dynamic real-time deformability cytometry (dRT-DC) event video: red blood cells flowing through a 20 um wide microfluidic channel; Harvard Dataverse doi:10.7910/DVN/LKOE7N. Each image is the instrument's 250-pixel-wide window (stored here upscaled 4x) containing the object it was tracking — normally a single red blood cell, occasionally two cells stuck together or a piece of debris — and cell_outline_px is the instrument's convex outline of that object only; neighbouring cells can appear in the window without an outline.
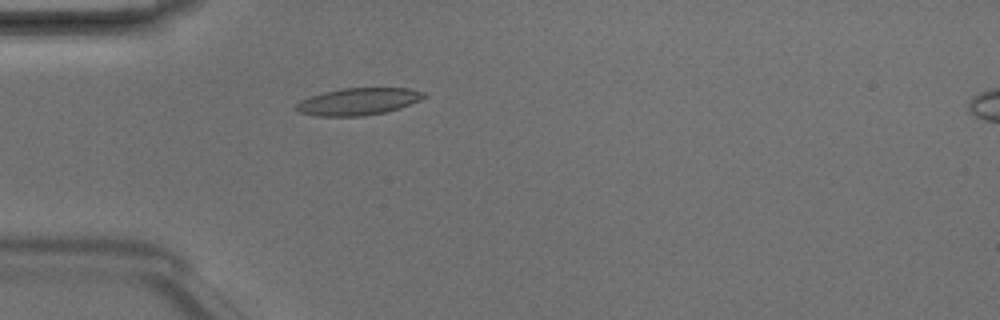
{"species": "Egyptian fruit bat (a non-hibernating species)", "species_latin": "Rousettus aegyptiacus", "temperature_condition": "room temperature", "stored_images_in_passage": 2, "camera_frame_rate_fps": 3000, "um_per_image_px": 0.085, "animal": {"sex": "male"}, "frame": {"image": 1, "passage_image": 2, "time_ms": 0.333, "image_size_px": [1000, 320], "cell_outline_px": [[428, 96], [420, 100], [400, 108], [384, 112], [364, 116], [316, 116], [300, 112], [296, 108], [296, 104], [300, 100], [324, 92], [344, 88], [408, 88], [424, 92]], "centroid_in_image_um": [30.48, 8.63], "position_along_channel_um": 54.5, "area_um2": 20.06}}